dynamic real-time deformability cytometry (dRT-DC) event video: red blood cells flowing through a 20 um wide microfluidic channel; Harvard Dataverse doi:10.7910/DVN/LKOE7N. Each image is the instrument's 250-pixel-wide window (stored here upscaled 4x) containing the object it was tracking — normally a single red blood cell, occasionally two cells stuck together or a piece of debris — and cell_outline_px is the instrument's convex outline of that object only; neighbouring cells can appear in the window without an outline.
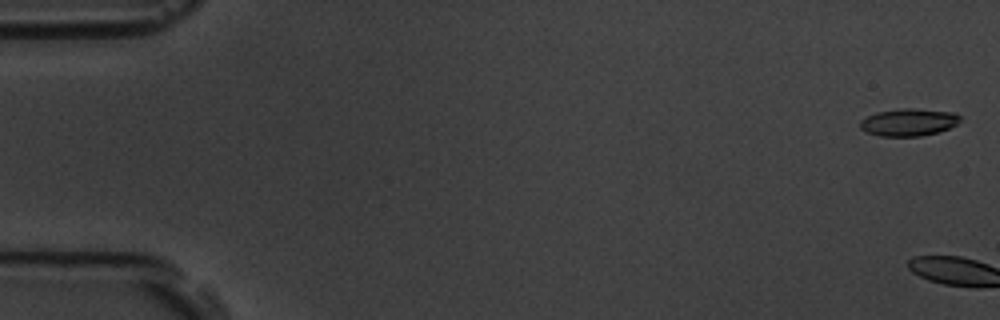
{"species": "common noctule bat (a hibernating species)", "species_latin": "Nyctalus noctula", "temperature_condition": "room temperature", "stored_images_in_passage": 7, "camera_frame_rate_fps": 3000, "um_per_image_px": 0.085, "animal": {"sex": "male", "body_mass_g": 19.5, "forearm_length_mm": 54.6}, "frame": {"image": 1, "passage_image": 1, "time_ms": 0.0, "image_size_px": [1000, 320], "cell_outline_px": [[960, 120], [956, 124], [940, 132], [920, 136], [880, 136], [868, 132], [860, 128], [860, 120], [876, 112], [900, 108], [912, 108], [956, 112], [960, 116]], "centroid_in_image_um": [77.25, 10.38], "position_along_channel_um": 7.8, "area_um2": 16.01}}
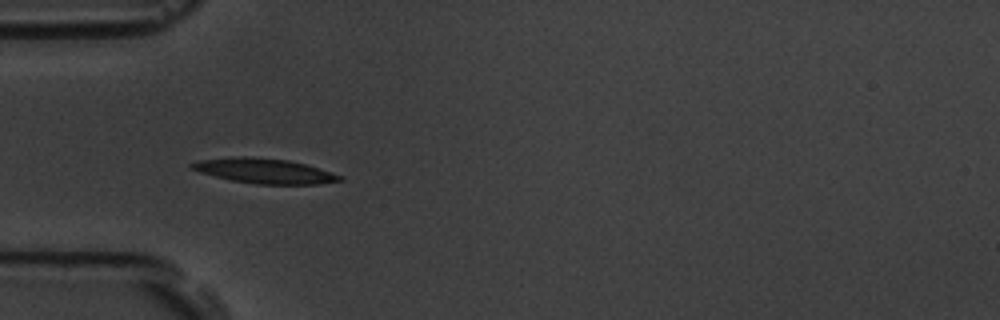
{"frame": {"image": 2, "passage_image": 6, "time_ms": 6.667, "image_size_px": [1000, 320], "cell_outline_px": [[344, 180], [320, 184], [256, 184], [228, 180], [200, 172], [192, 168], [188, 164], [200, 160], [232, 156], [244, 156], [288, 160], [304, 164], [344, 176]], "centroid_in_image_um": [22.46, 14.53], "position_along_channel_um": 62.5, "area_um2": 21.5}}
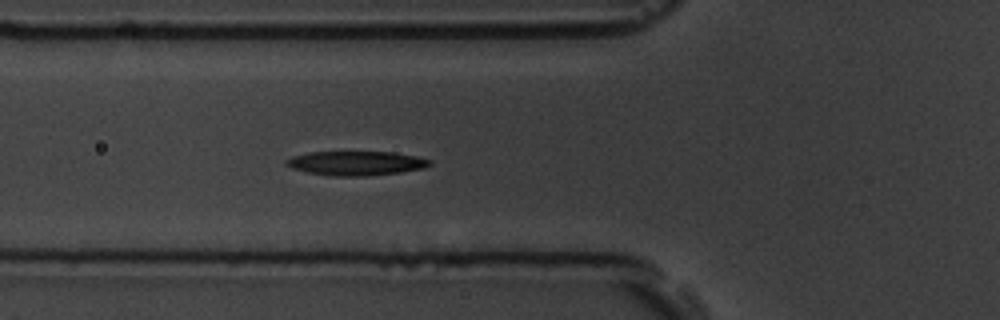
{"frame": {"image": 3, "passage_image": 7, "time_ms": 7.667, "image_size_px": [1000, 320], "cell_outline_px": [[432, 164], [424, 168], [400, 172], [368, 176], [328, 176], [308, 172], [292, 168], [284, 164], [284, 160], [292, 156], [308, 152], [392, 152], [416, 156], [432, 160]], "centroid_in_image_um": [30.25, 13.87], "position_along_channel_um": 95.6, "area_um2": 20.4}}